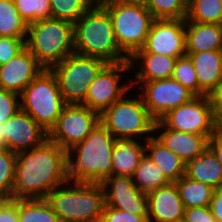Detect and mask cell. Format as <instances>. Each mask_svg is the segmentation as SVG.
Masks as SVG:
<instances>
[{"instance_id":"obj_1","label":"cell","mask_w":222,"mask_h":222,"mask_svg":"<svg viewBox=\"0 0 222 222\" xmlns=\"http://www.w3.org/2000/svg\"><path fill=\"white\" fill-rule=\"evenodd\" d=\"M67 181V151L49 139L16 153L12 199L47 198Z\"/></svg>"},{"instance_id":"obj_2","label":"cell","mask_w":222,"mask_h":222,"mask_svg":"<svg viewBox=\"0 0 222 222\" xmlns=\"http://www.w3.org/2000/svg\"><path fill=\"white\" fill-rule=\"evenodd\" d=\"M115 137L99 123L80 143L67 151V176L71 182L102 183L112 175Z\"/></svg>"},{"instance_id":"obj_3","label":"cell","mask_w":222,"mask_h":222,"mask_svg":"<svg viewBox=\"0 0 222 222\" xmlns=\"http://www.w3.org/2000/svg\"><path fill=\"white\" fill-rule=\"evenodd\" d=\"M73 26L75 53L106 63L129 61L119 48L109 13L100 2H96Z\"/></svg>"},{"instance_id":"obj_4","label":"cell","mask_w":222,"mask_h":222,"mask_svg":"<svg viewBox=\"0 0 222 222\" xmlns=\"http://www.w3.org/2000/svg\"><path fill=\"white\" fill-rule=\"evenodd\" d=\"M46 199L60 222H100L105 206L101 183L68 180L55 188Z\"/></svg>"},{"instance_id":"obj_5","label":"cell","mask_w":222,"mask_h":222,"mask_svg":"<svg viewBox=\"0 0 222 222\" xmlns=\"http://www.w3.org/2000/svg\"><path fill=\"white\" fill-rule=\"evenodd\" d=\"M26 48L47 70L74 51L73 23L59 19H41L28 24Z\"/></svg>"},{"instance_id":"obj_6","label":"cell","mask_w":222,"mask_h":222,"mask_svg":"<svg viewBox=\"0 0 222 222\" xmlns=\"http://www.w3.org/2000/svg\"><path fill=\"white\" fill-rule=\"evenodd\" d=\"M112 21L119 48L130 58L145 45L155 20L143 3L101 0Z\"/></svg>"},{"instance_id":"obj_7","label":"cell","mask_w":222,"mask_h":222,"mask_svg":"<svg viewBox=\"0 0 222 222\" xmlns=\"http://www.w3.org/2000/svg\"><path fill=\"white\" fill-rule=\"evenodd\" d=\"M126 93L100 114V123L116 139H134L143 137V141L152 137L155 119L144 105L140 94L128 97Z\"/></svg>"},{"instance_id":"obj_8","label":"cell","mask_w":222,"mask_h":222,"mask_svg":"<svg viewBox=\"0 0 222 222\" xmlns=\"http://www.w3.org/2000/svg\"><path fill=\"white\" fill-rule=\"evenodd\" d=\"M65 105L57 78L47 69L20 94V110L31 116L48 133L56 125Z\"/></svg>"},{"instance_id":"obj_9","label":"cell","mask_w":222,"mask_h":222,"mask_svg":"<svg viewBox=\"0 0 222 222\" xmlns=\"http://www.w3.org/2000/svg\"><path fill=\"white\" fill-rule=\"evenodd\" d=\"M107 63L99 58L77 53L68 55L50 70L56 76L66 104H82L89 85Z\"/></svg>"},{"instance_id":"obj_10","label":"cell","mask_w":222,"mask_h":222,"mask_svg":"<svg viewBox=\"0 0 222 222\" xmlns=\"http://www.w3.org/2000/svg\"><path fill=\"white\" fill-rule=\"evenodd\" d=\"M159 120L172 130L205 135L208 139L219 128L208 96H195L189 102L170 110Z\"/></svg>"},{"instance_id":"obj_11","label":"cell","mask_w":222,"mask_h":222,"mask_svg":"<svg viewBox=\"0 0 222 222\" xmlns=\"http://www.w3.org/2000/svg\"><path fill=\"white\" fill-rule=\"evenodd\" d=\"M131 73L129 61L107 63L89 85L82 105L101 114L114 102L130 92L131 80L122 83V72ZM122 83V85H120Z\"/></svg>"},{"instance_id":"obj_12","label":"cell","mask_w":222,"mask_h":222,"mask_svg":"<svg viewBox=\"0 0 222 222\" xmlns=\"http://www.w3.org/2000/svg\"><path fill=\"white\" fill-rule=\"evenodd\" d=\"M100 123V114L82 104H66L48 139L68 151L82 142Z\"/></svg>"},{"instance_id":"obj_13","label":"cell","mask_w":222,"mask_h":222,"mask_svg":"<svg viewBox=\"0 0 222 222\" xmlns=\"http://www.w3.org/2000/svg\"><path fill=\"white\" fill-rule=\"evenodd\" d=\"M138 83L139 86L136 85ZM131 86H136L141 90L138 93L155 120L161 119L170 110L195 97L190 90L173 78L149 82H131Z\"/></svg>"},{"instance_id":"obj_14","label":"cell","mask_w":222,"mask_h":222,"mask_svg":"<svg viewBox=\"0 0 222 222\" xmlns=\"http://www.w3.org/2000/svg\"><path fill=\"white\" fill-rule=\"evenodd\" d=\"M136 52H150L171 57L186 55L185 19H155L145 45Z\"/></svg>"},{"instance_id":"obj_15","label":"cell","mask_w":222,"mask_h":222,"mask_svg":"<svg viewBox=\"0 0 222 222\" xmlns=\"http://www.w3.org/2000/svg\"><path fill=\"white\" fill-rule=\"evenodd\" d=\"M101 185L105 206L143 216L148 221V196L135 186L132 177L111 175Z\"/></svg>"},{"instance_id":"obj_16","label":"cell","mask_w":222,"mask_h":222,"mask_svg":"<svg viewBox=\"0 0 222 222\" xmlns=\"http://www.w3.org/2000/svg\"><path fill=\"white\" fill-rule=\"evenodd\" d=\"M6 148L14 153L41 146L48 139V132L31 116L19 110L4 123Z\"/></svg>"},{"instance_id":"obj_17","label":"cell","mask_w":222,"mask_h":222,"mask_svg":"<svg viewBox=\"0 0 222 222\" xmlns=\"http://www.w3.org/2000/svg\"><path fill=\"white\" fill-rule=\"evenodd\" d=\"M43 70L36 58L25 48L16 57L0 65V89L20 95Z\"/></svg>"},{"instance_id":"obj_18","label":"cell","mask_w":222,"mask_h":222,"mask_svg":"<svg viewBox=\"0 0 222 222\" xmlns=\"http://www.w3.org/2000/svg\"><path fill=\"white\" fill-rule=\"evenodd\" d=\"M148 222H183L185 207L175 182L147 194Z\"/></svg>"},{"instance_id":"obj_19","label":"cell","mask_w":222,"mask_h":222,"mask_svg":"<svg viewBox=\"0 0 222 222\" xmlns=\"http://www.w3.org/2000/svg\"><path fill=\"white\" fill-rule=\"evenodd\" d=\"M155 133H158L155 137L185 163L200 155L208 147L209 139L205 135L172 130L160 120L155 121Z\"/></svg>"},{"instance_id":"obj_20","label":"cell","mask_w":222,"mask_h":222,"mask_svg":"<svg viewBox=\"0 0 222 222\" xmlns=\"http://www.w3.org/2000/svg\"><path fill=\"white\" fill-rule=\"evenodd\" d=\"M138 60L139 63H135ZM176 60L177 58L165 54L160 55L150 52H135L129 58V63L131 70L134 68L137 69V67L138 69L134 74L135 80H130L131 82H149L172 78Z\"/></svg>"},{"instance_id":"obj_21","label":"cell","mask_w":222,"mask_h":222,"mask_svg":"<svg viewBox=\"0 0 222 222\" xmlns=\"http://www.w3.org/2000/svg\"><path fill=\"white\" fill-rule=\"evenodd\" d=\"M199 82V96H207L222 81V50L186 53Z\"/></svg>"},{"instance_id":"obj_22","label":"cell","mask_w":222,"mask_h":222,"mask_svg":"<svg viewBox=\"0 0 222 222\" xmlns=\"http://www.w3.org/2000/svg\"><path fill=\"white\" fill-rule=\"evenodd\" d=\"M186 53L222 50V24L185 22Z\"/></svg>"},{"instance_id":"obj_23","label":"cell","mask_w":222,"mask_h":222,"mask_svg":"<svg viewBox=\"0 0 222 222\" xmlns=\"http://www.w3.org/2000/svg\"><path fill=\"white\" fill-rule=\"evenodd\" d=\"M145 156L144 144L134 139H115L112 153V175L132 177Z\"/></svg>"},{"instance_id":"obj_24","label":"cell","mask_w":222,"mask_h":222,"mask_svg":"<svg viewBox=\"0 0 222 222\" xmlns=\"http://www.w3.org/2000/svg\"><path fill=\"white\" fill-rule=\"evenodd\" d=\"M185 176L214 189L222 187V166L209 147L185 163Z\"/></svg>"},{"instance_id":"obj_25","label":"cell","mask_w":222,"mask_h":222,"mask_svg":"<svg viewBox=\"0 0 222 222\" xmlns=\"http://www.w3.org/2000/svg\"><path fill=\"white\" fill-rule=\"evenodd\" d=\"M154 136L145 141V154L175 182L185 175V162Z\"/></svg>"},{"instance_id":"obj_26","label":"cell","mask_w":222,"mask_h":222,"mask_svg":"<svg viewBox=\"0 0 222 222\" xmlns=\"http://www.w3.org/2000/svg\"><path fill=\"white\" fill-rule=\"evenodd\" d=\"M182 203L187 208L210 206L214 188L183 175L175 181Z\"/></svg>"},{"instance_id":"obj_27","label":"cell","mask_w":222,"mask_h":222,"mask_svg":"<svg viewBox=\"0 0 222 222\" xmlns=\"http://www.w3.org/2000/svg\"><path fill=\"white\" fill-rule=\"evenodd\" d=\"M132 179L135 186L145 194L171 183L162 169L156 166L146 154L141 159Z\"/></svg>"},{"instance_id":"obj_28","label":"cell","mask_w":222,"mask_h":222,"mask_svg":"<svg viewBox=\"0 0 222 222\" xmlns=\"http://www.w3.org/2000/svg\"><path fill=\"white\" fill-rule=\"evenodd\" d=\"M19 222H60L46 198L18 199Z\"/></svg>"},{"instance_id":"obj_29","label":"cell","mask_w":222,"mask_h":222,"mask_svg":"<svg viewBox=\"0 0 222 222\" xmlns=\"http://www.w3.org/2000/svg\"><path fill=\"white\" fill-rule=\"evenodd\" d=\"M27 29L13 0H0V37L27 38Z\"/></svg>"},{"instance_id":"obj_30","label":"cell","mask_w":222,"mask_h":222,"mask_svg":"<svg viewBox=\"0 0 222 222\" xmlns=\"http://www.w3.org/2000/svg\"><path fill=\"white\" fill-rule=\"evenodd\" d=\"M185 22L222 24L220 0H188Z\"/></svg>"},{"instance_id":"obj_31","label":"cell","mask_w":222,"mask_h":222,"mask_svg":"<svg viewBox=\"0 0 222 222\" xmlns=\"http://www.w3.org/2000/svg\"><path fill=\"white\" fill-rule=\"evenodd\" d=\"M95 3L94 0H50L51 18L74 24Z\"/></svg>"},{"instance_id":"obj_32","label":"cell","mask_w":222,"mask_h":222,"mask_svg":"<svg viewBox=\"0 0 222 222\" xmlns=\"http://www.w3.org/2000/svg\"><path fill=\"white\" fill-rule=\"evenodd\" d=\"M154 19H186L188 0H145Z\"/></svg>"},{"instance_id":"obj_33","label":"cell","mask_w":222,"mask_h":222,"mask_svg":"<svg viewBox=\"0 0 222 222\" xmlns=\"http://www.w3.org/2000/svg\"><path fill=\"white\" fill-rule=\"evenodd\" d=\"M16 153L0 147V197L12 198Z\"/></svg>"},{"instance_id":"obj_34","label":"cell","mask_w":222,"mask_h":222,"mask_svg":"<svg viewBox=\"0 0 222 222\" xmlns=\"http://www.w3.org/2000/svg\"><path fill=\"white\" fill-rule=\"evenodd\" d=\"M13 2L27 24L51 18L50 0H13Z\"/></svg>"},{"instance_id":"obj_35","label":"cell","mask_w":222,"mask_h":222,"mask_svg":"<svg viewBox=\"0 0 222 222\" xmlns=\"http://www.w3.org/2000/svg\"><path fill=\"white\" fill-rule=\"evenodd\" d=\"M172 78L180 82L195 96H199V82L194 64L189 55L177 58Z\"/></svg>"},{"instance_id":"obj_36","label":"cell","mask_w":222,"mask_h":222,"mask_svg":"<svg viewBox=\"0 0 222 222\" xmlns=\"http://www.w3.org/2000/svg\"><path fill=\"white\" fill-rule=\"evenodd\" d=\"M27 38L0 37V65L7 63L26 48Z\"/></svg>"},{"instance_id":"obj_37","label":"cell","mask_w":222,"mask_h":222,"mask_svg":"<svg viewBox=\"0 0 222 222\" xmlns=\"http://www.w3.org/2000/svg\"><path fill=\"white\" fill-rule=\"evenodd\" d=\"M20 95L0 89V123H5L20 110Z\"/></svg>"},{"instance_id":"obj_38","label":"cell","mask_w":222,"mask_h":222,"mask_svg":"<svg viewBox=\"0 0 222 222\" xmlns=\"http://www.w3.org/2000/svg\"><path fill=\"white\" fill-rule=\"evenodd\" d=\"M100 222H148L143 216L104 206Z\"/></svg>"},{"instance_id":"obj_39","label":"cell","mask_w":222,"mask_h":222,"mask_svg":"<svg viewBox=\"0 0 222 222\" xmlns=\"http://www.w3.org/2000/svg\"><path fill=\"white\" fill-rule=\"evenodd\" d=\"M183 222H216L210 206L185 209Z\"/></svg>"},{"instance_id":"obj_40","label":"cell","mask_w":222,"mask_h":222,"mask_svg":"<svg viewBox=\"0 0 222 222\" xmlns=\"http://www.w3.org/2000/svg\"><path fill=\"white\" fill-rule=\"evenodd\" d=\"M0 222H19L18 199H7L0 206Z\"/></svg>"},{"instance_id":"obj_41","label":"cell","mask_w":222,"mask_h":222,"mask_svg":"<svg viewBox=\"0 0 222 222\" xmlns=\"http://www.w3.org/2000/svg\"><path fill=\"white\" fill-rule=\"evenodd\" d=\"M213 114L218 122L222 120V81L207 95Z\"/></svg>"},{"instance_id":"obj_42","label":"cell","mask_w":222,"mask_h":222,"mask_svg":"<svg viewBox=\"0 0 222 222\" xmlns=\"http://www.w3.org/2000/svg\"><path fill=\"white\" fill-rule=\"evenodd\" d=\"M210 209L216 222H222V187L214 190Z\"/></svg>"},{"instance_id":"obj_43","label":"cell","mask_w":222,"mask_h":222,"mask_svg":"<svg viewBox=\"0 0 222 222\" xmlns=\"http://www.w3.org/2000/svg\"><path fill=\"white\" fill-rule=\"evenodd\" d=\"M208 147L213 151L222 166V130L220 128L209 138Z\"/></svg>"},{"instance_id":"obj_44","label":"cell","mask_w":222,"mask_h":222,"mask_svg":"<svg viewBox=\"0 0 222 222\" xmlns=\"http://www.w3.org/2000/svg\"><path fill=\"white\" fill-rule=\"evenodd\" d=\"M0 147L6 148V136H4V123H0Z\"/></svg>"},{"instance_id":"obj_45","label":"cell","mask_w":222,"mask_h":222,"mask_svg":"<svg viewBox=\"0 0 222 222\" xmlns=\"http://www.w3.org/2000/svg\"><path fill=\"white\" fill-rule=\"evenodd\" d=\"M120 2L143 3L145 0H116Z\"/></svg>"},{"instance_id":"obj_46","label":"cell","mask_w":222,"mask_h":222,"mask_svg":"<svg viewBox=\"0 0 222 222\" xmlns=\"http://www.w3.org/2000/svg\"><path fill=\"white\" fill-rule=\"evenodd\" d=\"M7 200V198L0 197V206Z\"/></svg>"},{"instance_id":"obj_47","label":"cell","mask_w":222,"mask_h":222,"mask_svg":"<svg viewBox=\"0 0 222 222\" xmlns=\"http://www.w3.org/2000/svg\"><path fill=\"white\" fill-rule=\"evenodd\" d=\"M219 128L222 130V120L219 122Z\"/></svg>"}]
</instances>
